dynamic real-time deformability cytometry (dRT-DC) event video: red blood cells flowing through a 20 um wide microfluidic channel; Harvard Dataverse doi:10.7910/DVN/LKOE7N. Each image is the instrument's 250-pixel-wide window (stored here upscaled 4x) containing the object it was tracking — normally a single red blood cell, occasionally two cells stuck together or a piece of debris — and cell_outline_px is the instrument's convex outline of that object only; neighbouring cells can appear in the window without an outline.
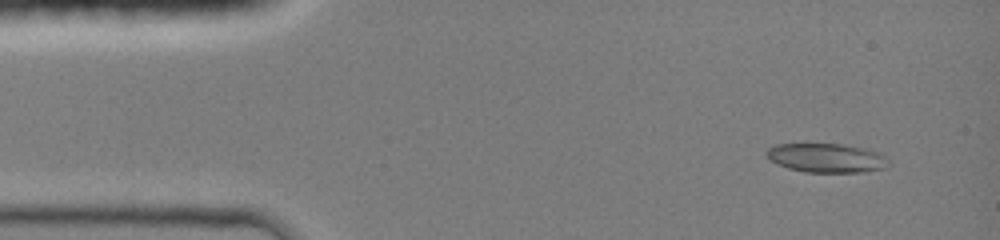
{"species": "common noctule bat (a hibernating species)", "species_latin": "Nyctalus noctula", "temperature_condition": "room temperature", "stored_images_in_passage": 6, "camera_frame_rate_fps": 3000, "um_per_image_px": 0.085, "animal": {"sex": "female", "body_mass_g": 19.0, "forearm_length_mm": 51.5}, "frame": {"image": 1, "passage_image": 2, "time_ms": 1.0, "image_size_px": [1000, 240], "cell_outline_px": [[892, 164], [888, 168], [864, 172], [804, 172], [788, 168], [776, 164], [764, 152], [768, 148], [776, 144], [844, 144], [864, 148], [876, 152], [884, 156]], "centroid_in_image_um": [70.28, 13.43], "position_along_channel_um": 14.7, "area_um2": 20.81}}
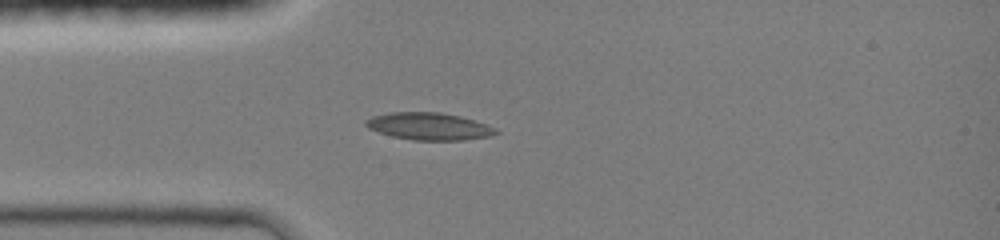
{"frame": {"image": 2, "passage_image": 6, "time_ms": 3.667, "image_size_px": [1000, 240], "cell_outline_px": [[500, 132], [492, 136], [464, 140], [412, 140], [392, 136], [368, 128], [364, 124], [364, 120], [372, 116], [388, 112], [440, 112], [460, 116], [496, 128]], "centroid_in_image_um": [36.45, 10.73], "position_along_channel_um": 48.6, "area_um2": 20.69}}